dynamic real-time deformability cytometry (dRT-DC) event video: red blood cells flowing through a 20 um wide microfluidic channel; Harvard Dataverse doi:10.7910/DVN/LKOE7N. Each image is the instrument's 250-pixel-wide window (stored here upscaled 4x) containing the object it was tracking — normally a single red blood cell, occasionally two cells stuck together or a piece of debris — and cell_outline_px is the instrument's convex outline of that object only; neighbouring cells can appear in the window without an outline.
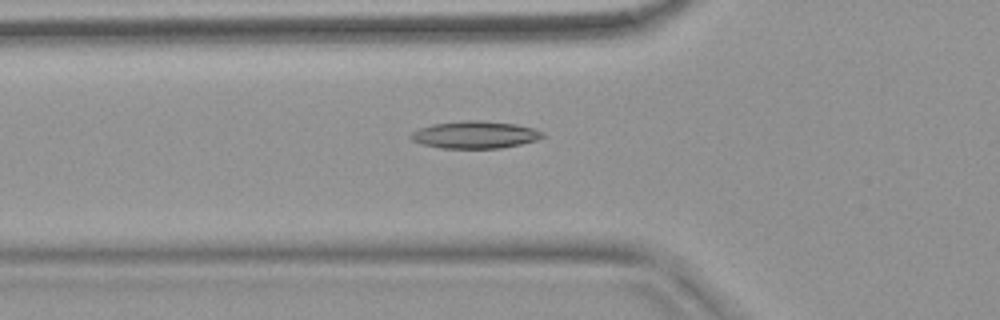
{"species": "common noctule bat (a hibernating species)", "species_latin": "Nyctalus noctula", "temperature_condition": "warm", "stored_images_in_passage": 54, "camera_frame_rate_fps": 3000, "um_per_image_px": 0.085, "animal": {"sex": "female", "body_mass_g": 18.4}, "frame": {"image": 1, "passage_image": 19, "time_ms": 6.0, "image_size_px": [1000, 320], "cell_outline_px": [[544, 136], [536, 140], [520, 144], [500, 148], [440, 148], [420, 144], [412, 140], [408, 136], [412, 132], [420, 128], [432, 124], [464, 120], [480, 120], [516, 124], [532, 128], [544, 132]], "centroid_in_image_um": [40.34, 11.45], "position_along_channel_um": 85.5, "area_um2": 20.98}}
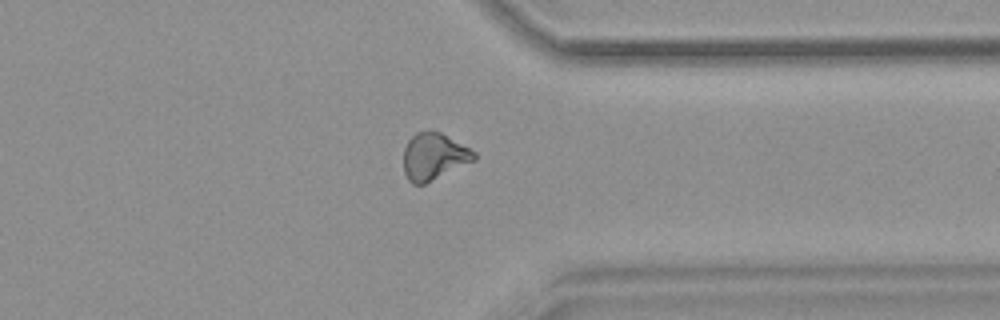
{"frame": {"image": 2, "passage_image": 42, "time_ms": 13.667, "image_size_px": [1000, 320], "cell_outline_px": [[476, 160], [424, 184], [412, 184], [408, 180], [404, 172], [404, 148], [408, 140], [416, 132], [428, 128], [440, 132], [476, 152]], "centroid_in_image_um": [36.86, 13.28], "position_along_channel_um": 374.5, "area_um2": 19.42}}
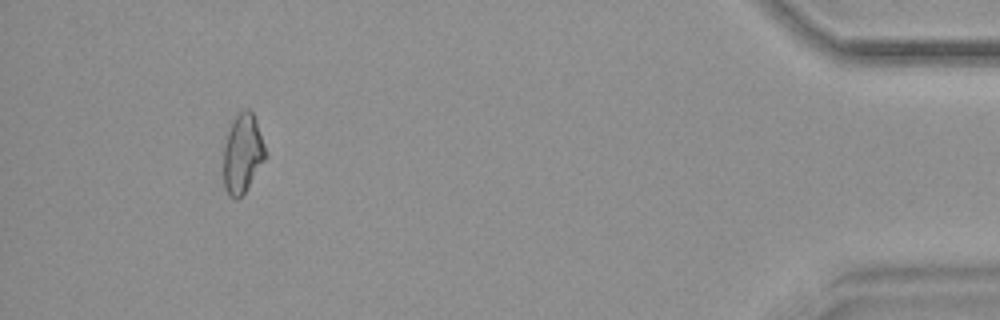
{"frame": {"image": 3, "passage_image": 50, "time_ms": 16.333, "image_size_px": [1000, 320], "cell_outline_px": [[268, 156], [244, 192], [236, 200], [228, 196], [224, 188], [224, 144], [232, 120], [244, 108], [248, 108], [252, 112], [256, 120]], "centroid_in_image_um": [20.62, 13.05], "position_along_channel_um": 414.6, "area_um2": 19.36}, "authors_computed_cell_mechanics": {"area_um2": 19.5075, "velocity_mm_per_s": 3.8043, "shape_relaxation_time_tau1_ms": null, "shape_relaxation_time_tau2_ms": 4.3579, "deformation_change_tau1": null, "deformation_change_tau2": 0.1192}}